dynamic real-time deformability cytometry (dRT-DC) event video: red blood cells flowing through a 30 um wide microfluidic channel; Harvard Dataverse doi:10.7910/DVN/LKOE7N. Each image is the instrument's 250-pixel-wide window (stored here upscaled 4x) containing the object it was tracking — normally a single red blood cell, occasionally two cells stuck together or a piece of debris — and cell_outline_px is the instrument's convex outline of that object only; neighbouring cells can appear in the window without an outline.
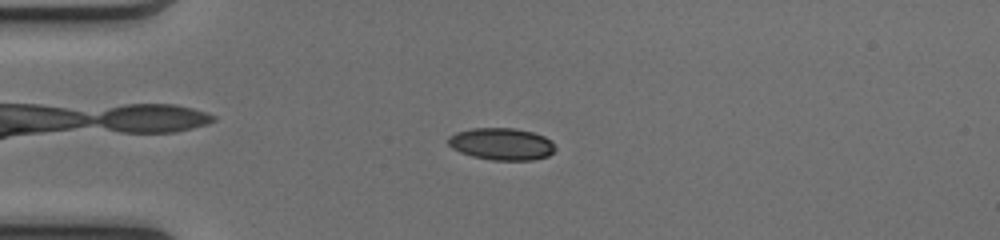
{"species": "common noctule bat (a hibernating species)", "species_latin": "Nyctalus noctula", "temperature_condition": "cold", "stored_images_in_passage": 50, "camera_frame_rate_fps": 3000, "um_per_image_px": 0.085, "animal": {"sex": "female", "body_mass_g": 17.0, "forearm_length_mm": 48.0}, "frame": {"image": 1, "passage_image": 13, "time_ms": 4.0, "image_size_px": [1000, 240], "cell_outline_px": [[556, 148], [548, 156], [532, 160], [492, 160], [472, 156], [460, 152], [452, 148], [448, 144], [448, 136], [456, 132], [472, 128], [512, 128], [532, 132], [544, 136], [552, 140]], "centroid_in_image_um": [42.63, 12.24], "position_along_channel_um": 42.4, "area_um2": 20.06}}
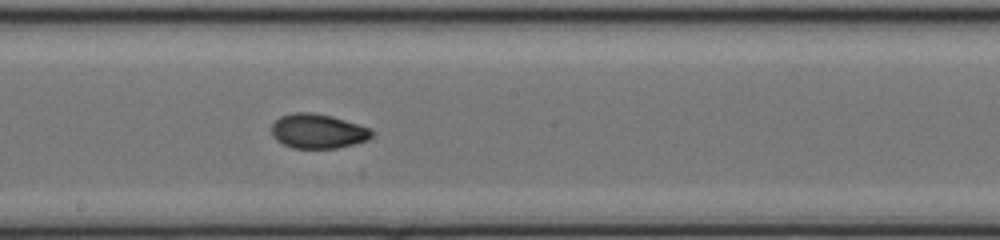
{"frame": {"image": 2, "passage_image": 28, "time_ms": 9.0, "image_size_px": [1000, 240], "cell_outline_px": [[372, 136], [368, 140], [336, 148], [292, 148], [276, 140], [272, 136], [272, 124], [280, 116], [292, 112], [312, 112], [332, 116], [372, 128]], "centroid_in_image_um": [27.01, 11.14], "position_along_channel_um": 221.2, "area_um2": 20.23}}
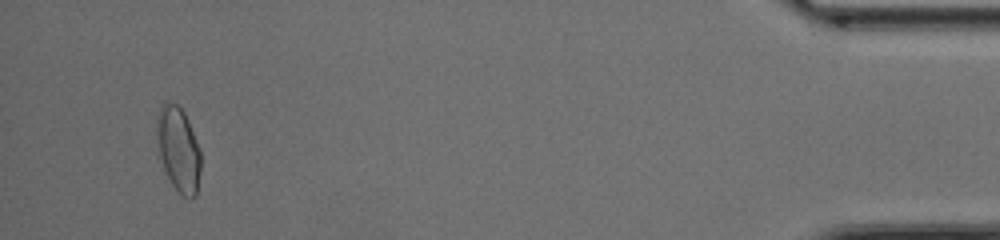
{"frame": {"image": 3, "passage_image": 48, "time_ms": 15.667, "image_size_px": [1000, 240], "cell_outline_px": [[200, 172], [196, 196], [192, 200], [184, 196], [172, 184], [164, 168], [160, 156], [156, 140], [156, 116], [160, 104], [164, 100], [168, 100], [176, 104], [184, 112], [188, 120], [200, 148]], "centroid_in_image_um": [15.15, 12.63], "position_along_channel_um": 420.1, "area_um2": 21.96}, "authors_computed_cell_mechanics": {"area_um2": 19.6231, "velocity_mm_per_s": 4.1303, "shape_relaxation_time_tau1_ms": 5.456, "shape_relaxation_time_tau2_ms": 1.6885, "deformation_change_tau1": 0.1719, "deformation_change_tau2": 0.0536}}